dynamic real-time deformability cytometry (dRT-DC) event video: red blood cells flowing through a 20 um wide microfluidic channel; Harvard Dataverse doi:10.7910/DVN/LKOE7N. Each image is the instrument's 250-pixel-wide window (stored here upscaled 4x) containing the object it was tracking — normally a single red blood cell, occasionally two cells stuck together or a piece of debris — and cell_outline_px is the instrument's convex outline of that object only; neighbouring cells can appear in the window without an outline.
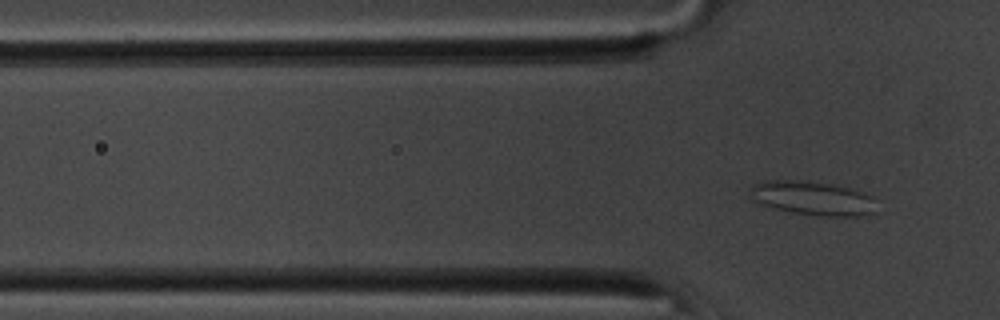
{"species": "common noctule bat (a hibernating species)", "species_latin": "Nyctalus noctula", "temperature_condition": "room temperature", "stored_images_in_passage": 20, "camera_frame_rate_fps": 3000, "um_per_image_px": 0.085, "animal": {"sex": "male", "body_mass_g": 20.1, "forearm_length_mm": 53.5}, "frame": {"image": 1, "passage_image": 16, "time_ms": 5.0, "image_size_px": [1000, 320], "cell_outline_px": [[384, 236], [372, 240], [340, 248], [292, 240], [284, 236], [292, 228], [376, 228]], "centroid_in_image_um": [28.38, 20.06], "position_along_channel_um": 97.4, "area_um2": 10.23}}